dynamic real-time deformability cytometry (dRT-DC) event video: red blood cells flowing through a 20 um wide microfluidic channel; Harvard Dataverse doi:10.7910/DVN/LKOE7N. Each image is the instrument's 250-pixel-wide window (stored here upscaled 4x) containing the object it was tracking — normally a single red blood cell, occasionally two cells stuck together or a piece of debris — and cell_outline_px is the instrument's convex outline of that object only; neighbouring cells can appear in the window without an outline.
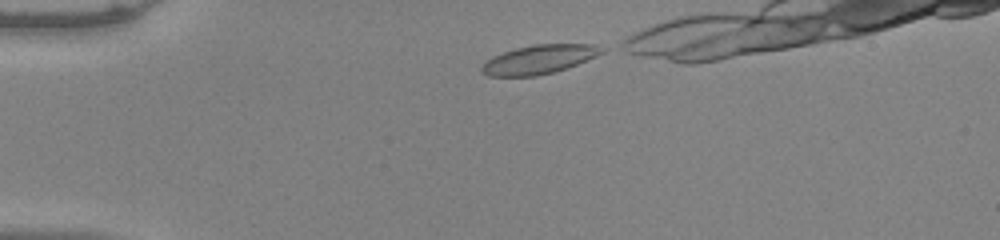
{"species": "common noctule bat (a hibernating species)", "species_latin": "Nyctalus noctula", "temperature_condition": "warm", "stored_images_in_passage": 32, "camera_frame_rate_fps": 3000, "um_per_image_px": 0.085, "animal": {"sex": "male", "body_mass_g": 20.0, "forearm_length_mm": 53.3}, "frame": {"image": 1, "passage_image": 1, "time_ms": 0.0, "image_size_px": [1000, 240], "cell_outline_px": [[604, 52], [596, 56], [576, 64], [552, 72], [536, 76], [488, 76], [480, 72], [480, 68], [488, 60], [504, 52], [516, 48], [536, 44], [596, 44], [604, 48]], "centroid_in_image_um": [45.83, 5.05], "position_along_channel_um": 39.2, "area_um2": 19.88}}
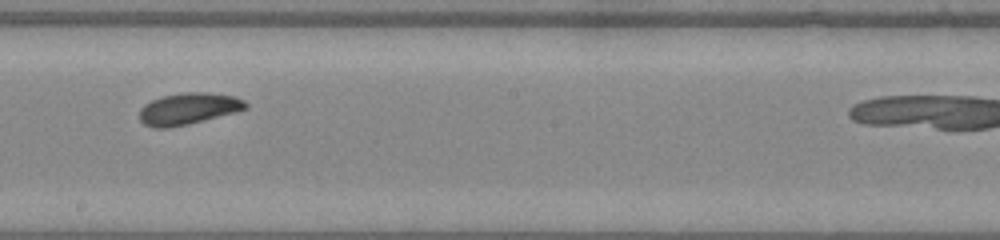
{"frame": {"image": 2, "passage_image": 19, "time_ms": 6.0, "image_size_px": [1000, 240], "cell_outline_px": [[248, 108], [236, 112], [188, 124], [168, 128], [152, 128], [144, 124], [140, 120], [140, 108], [144, 104], [152, 100], [164, 96], [184, 92], [208, 92], [236, 96], [244, 100], [248, 104]], "centroid_in_image_um": [16.03, 9.24], "position_along_channel_um": 232.2, "area_um2": 19.65}}
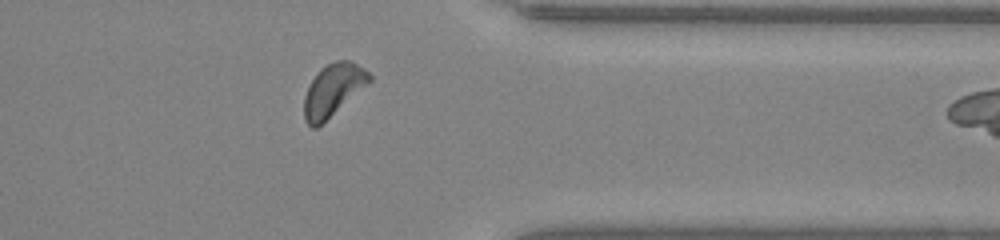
{"frame": {"image": 3, "passage_image": 31, "time_ms": 10.0, "image_size_px": [1000, 240], "cell_outline_px": [[372, 80], [368, 84], [316, 128], [312, 128], [304, 120], [304, 96], [316, 72], [320, 68], [336, 60], [352, 60], [364, 68], [372, 76]], "centroid_in_image_um": [28.31, 7.62], "position_along_channel_um": 383.1, "area_um2": 19.71}}